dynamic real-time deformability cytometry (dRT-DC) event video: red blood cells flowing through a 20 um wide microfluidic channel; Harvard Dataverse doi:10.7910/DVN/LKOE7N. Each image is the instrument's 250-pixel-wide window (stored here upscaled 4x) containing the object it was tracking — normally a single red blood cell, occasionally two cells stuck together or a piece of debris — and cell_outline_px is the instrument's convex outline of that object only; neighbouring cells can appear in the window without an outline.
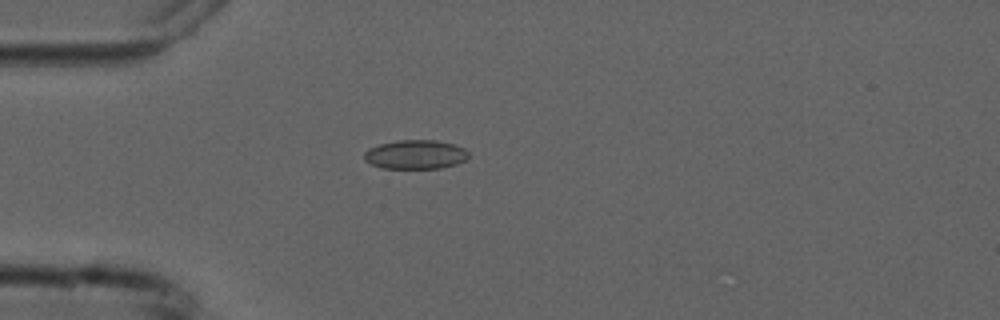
{"species": "common noctule bat (a hibernating species)", "species_latin": "Nyctalus noctula", "temperature_condition": "cold", "stored_images_in_passage": 5, "camera_frame_rate_fps": 3000, "um_per_image_px": 0.085, "animal": {"sex": "male", "forearm_length_mm": 52.5}, "frame": {"image": 1, "passage_image": 5, "time_ms": 4.333, "image_size_px": [1000, 320], "cell_outline_px": [[468, 156], [464, 160], [456, 164], [440, 168], [380, 168], [364, 160], [364, 152], [368, 148], [380, 144], [396, 140], [436, 140], [456, 144], [464, 148], [468, 152]], "centroid_in_image_um": [35.3, 13.12], "position_along_channel_um": 49.7, "area_um2": 17.74}}